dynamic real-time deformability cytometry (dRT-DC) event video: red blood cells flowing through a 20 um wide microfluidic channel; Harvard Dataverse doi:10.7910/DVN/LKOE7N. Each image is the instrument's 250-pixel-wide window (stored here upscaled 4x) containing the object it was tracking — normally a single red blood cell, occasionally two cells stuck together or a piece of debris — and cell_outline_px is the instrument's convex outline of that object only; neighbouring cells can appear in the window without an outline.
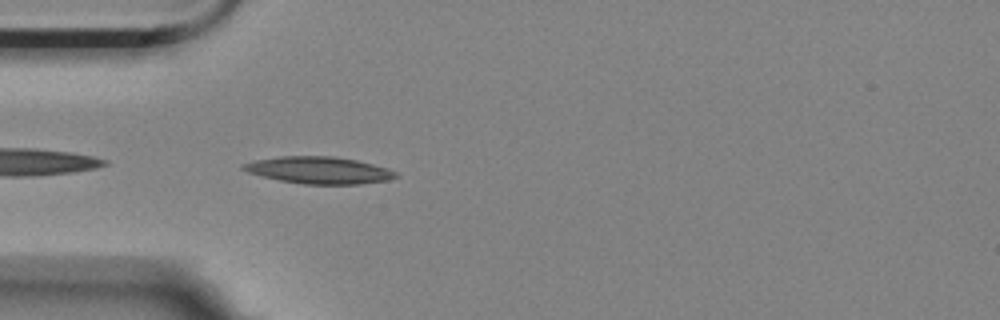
{"species": "Egyptian fruit bat (a non-hibernating species)", "species_latin": "Rousettus aegyptiacus", "temperature_condition": "room temperature", "stored_images_in_passage": 3, "camera_frame_rate_fps": 3000, "um_per_image_px": 0.085, "animal": {"sex": "female"}, "frame": {"image": 1, "passage_image": 3, "time_ms": 0.667, "image_size_px": [1000, 320], "cell_outline_px": [[400, 176], [388, 180], [360, 184], [304, 184], [280, 180], [248, 172], [240, 168], [240, 164], [256, 160], [280, 156], [332, 156], [356, 160], [388, 168], [396, 172]], "centroid_in_image_um": [27.12, 14.46], "position_along_channel_um": 57.9, "area_um2": 23.87}}